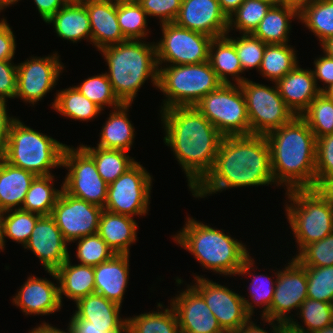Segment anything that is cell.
I'll use <instances>...</instances> for the list:
<instances>
[{"label":"cell","mask_w":333,"mask_h":333,"mask_svg":"<svg viewBox=\"0 0 333 333\" xmlns=\"http://www.w3.org/2000/svg\"><path fill=\"white\" fill-rule=\"evenodd\" d=\"M265 135L223 136L211 171L191 191L205 198L226 189L274 184Z\"/></svg>","instance_id":"cell-1"},{"label":"cell","mask_w":333,"mask_h":333,"mask_svg":"<svg viewBox=\"0 0 333 333\" xmlns=\"http://www.w3.org/2000/svg\"><path fill=\"white\" fill-rule=\"evenodd\" d=\"M165 137L192 191L213 168L223 135L195 106L160 110Z\"/></svg>","instance_id":"cell-2"},{"label":"cell","mask_w":333,"mask_h":333,"mask_svg":"<svg viewBox=\"0 0 333 333\" xmlns=\"http://www.w3.org/2000/svg\"><path fill=\"white\" fill-rule=\"evenodd\" d=\"M276 186L286 191L316 187L317 139L301 116L265 135Z\"/></svg>","instance_id":"cell-3"},{"label":"cell","mask_w":333,"mask_h":333,"mask_svg":"<svg viewBox=\"0 0 333 333\" xmlns=\"http://www.w3.org/2000/svg\"><path fill=\"white\" fill-rule=\"evenodd\" d=\"M186 220L173 240L194 255L206 270L225 276L252 275L255 261L242 241L226 235L223 229L220 231L190 217Z\"/></svg>","instance_id":"cell-4"},{"label":"cell","mask_w":333,"mask_h":333,"mask_svg":"<svg viewBox=\"0 0 333 333\" xmlns=\"http://www.w3.org/2000/svg\"><path fill=\"white\" fill-rule=\"evenodd\" d=\"M100 52L108 65L109 71L105 73L113 92L122 104H132L140 87L148 79L158 88L159 68L155 42L126 40L102 48Z\"/></svg>","instance_id":"cell-5"},{"label":"cell","mask_w":333,"mask_h":333,"mask_svg":"<svg viewBox=\"0 0 333 333\" xmlns=\"http://www.w3.org/2000/svg\"><path fill=\"white\" fill-rule=\"evenodd\" d=\"M65 147L66 144L26 126L15 117L0 156L10 165L36 176L53 175L50 170L62 166Z\"/></svg>","instance_id":"cell-6"},{"label":"cell","mask_w":333,"mask_h":333,"mask_svg":"<svg viewBox=\"0 0 333 333\" xmlns=\"http://www.w3.org/2000/svg\"><path fill=\"white\" fill-rule=\"evenodd\" d=\"M158 89L165 95L161 110L195 106L223 83L210 62L158 67Z\"/></svg>","instance_id":"cell-7"},{"label":"cell","mask_w":333,"mask_h":333,"mask_svg":"<svg viewBox=\"0 0 333 333\" xmlns=\"http://www.w3.org/2000/svg\"><path fill=\"white\" fill-rule=\"evenodd\" d=\"M291 202L285 214L293 231L297 252L304 246L324 239L333 232V206L316 188L286 191Z\"/></svg>","instance_id":"cell-8"},{"label":"cell","mask_w":333,"mask_h":333,"mask_svg":"<svg viewBox=\"0 0 333 333\" xmlns=\"http://www.w3.org/2000/svg\"><path fill=\"white\" fill-rule=\"evenodd\" d=\"M195 107L223 136L250 135L246 101L239 84H222Z\"/></svg>","instance_id":"cell-9"},{"label":"cell","mask_w":333,"mask_h":333,"mask_svg":"<svg viewBox=\"0 0 333 333\" xmlns=\"http://www.w3.org/2000/svg\"><path fill=\"white\" fill-rule=\"evenodd\" d=\"M244 94L250 123V135H267L296 115L284 103L278 88L245 79L240 84Z\"/></svg>","instance_id":"cell-10"},{"label":"cell","mask_w":333,"mask_h":333,"mask_svg":"<svg viewBox=\"0 0 333 333\" xmlns=\"http://www.w3.org/2000/svg\"><path fill=\"white\" fill-rule=\"evenodd\" d=\"M61 167L68 169L62 182L64 192L104 209L108 184L100 177L94 159L80 145H66Z\"/></svg>","instance_id":"cell-11"},{"label":"cell","mask_w":333,"mask_h":333,"mask_svg":"<svg viewBox=\"0 0 333 333\" xmlns=\"http://www.w3.org/2000/svg\"><path fill=\"white\" fill-rule=\"evenodd\" d=\"M152 177L140 162H135L108 185L104 210L115 214L144 216L148 213Z\"/></svg>","instance_id":"cell-12"},{"label":"cell","mask_w":333,"mask_h":333,"mask_svg":"<svg viewBox=\"0 0 333 333\" xmlns=\"http://www.w3.org/2000/svg\"><path fill=\"white\" fill-rule=\"evenodd\" d=\"M160 25L163 36L159 42L155 43L158 67L209 61L212 37L182 28L174 22ZM163 63L168 64L162 65Z\"/></svg>","instance_id":"cell-13"},{"label":"cell","mask_w":333,"mask_h":333,"mask_svg":"<svg viewBox=\"0 0 333 333\" xmlns=\"http://www.w3.org/2000/svg\"><path fill=\"white\" fill-rule=\"evenodd\" d=\"M58 53L47 57L31 56L17 65V91L15 98L32 105L52 90L63 72L64 65Z\"/></svg>","instance_id":"cell-14"},{"label":"cell","mask_w":333,"mask_h":333,"mask_svg":"<svg viewBox=\"0 0 333 333\" xmlns=\"http://www.w3.org/2000/svg\"><path fill=\"white\" fill-rule=\"evenodd\" d=\"M191 286L204 298L225 333H236L250 318L243 296L204 276H195Z\"/></svg>","instance_id":"cell-15"},{"label":"cell","mask_w":333,"mask_h":333,"mask_svg":"<svg viewBox=\"0 0 333 333\" xmlns=\"http://www.w3.org/2000/svg\"><path fill=\"white\" fill-rule=\"evenodd\" d=\"M104 209L61 191L51 216L64 239L71 244L76 239L98 233L99 220Z\"/></svg>","instance_id":"cell-16"},{"label":"cell","mask_w":333,"mask_h":333,"mask_svg":"<svg viewBox=\"0 0 333 333\" xmlns=\"http://www.w3.org/2000/svg\"><path fill=\"white\" fill-rule=\"evenodd\" d=\"M284 270L275 272L276 284L269 319L288 323L292 309L299 310L307 297L306 269L294 257Z\"/></svg>","instance_id":"cell-17"},{"label":"cell","mask_w":333,"mask_h":333,"mask_svg":"<svg viewBox=\"0 0 333 333\" xmlns=\"http://www.w3.org/2000/svg\"><path fill=\"white\" fill-rule=\"evenodd\" d=\"M67 245L53 217L42 215L24 248L38 257L45 271H55L70 257Z\"/></svg>","instance_id":"cell-18"},{"label":"cell","mask_w":333,"mask_h":333,"mask_svg":"<svg viewBox=\"0 0 333 333\" xmlns=\"http://www.w3.org/2000/svg\"><path fill=\"white\" fill-rule=\"evenodd\" d=\"M187 286L170 300L180 333H225L204 298L191 285Z\"/></svg>","instance_id":"cell-19"},{"label":"cell","mask_w":333,"mask_h":333,"mask_svg":"<svg viewBox=\"0 0 333 333\" xmlns=\"http://www.w3.org/2000/svg\"><path fill=\"white\" fill-rule=\"evenodd\" d=\"M174 23L212 38L223 37L228 33V18L222 12L218 0H182Z\"/></svg>","instance_id":"cell-20"},{"label":"cell","mask_w":333,"mask_h":333,"mask_svg":"<svg viewBox=\"0 0 333 333\" xmlns=\"http://www.w3.org/2000/svg\"><path fill=\"white\" fill-rule=\"evenodd\" d=\"M50 279L29 276L17 294L13 297V305L20 307L25 315H49L61 310L59 285Z\"/></svg>","instance_id":"cell-21"},{"label":"cell","mask_w":333,"mask_h":333,"mask_svg":"<svg viewBox=\"0 0 333 333\" xmlns=\"http://www.w3.org/2000/svg\"><path fill=\"white\" fill-rule=\"evenodd\" d=\"M89 14L91 43L100 51L127 39L118 24L117 0H81Z\"/></svg>","instance_id":"cell-22"},{"label":"cell","mask_w":333,"mask_h":333,"mask_svg":"<svg viewBox=\"0 0 333 333\" xmlns=\"http://www.w3.org/2000/svg\"><path fill=\"white\" fill-rule=\"evenodd\" d=\"M275 84L284 103L296 116H300L309 107L310 102L321 93L313 71L303 69L299 65Z\"/></svg>","instance_id":"cell-23"},{"label":"cell","mask_w":333,"mask_h":333,"mask_svg":"<svg viewBox=\"0 0 333 333\" xmlns=\"http://www.w3.org/2000/svg\"><path fill=\"white\" fill-rule=\"evenodd\" d=\"M129 255L115 254L108 261L94 266L95 293L120 306L129 283Z\"/></svg>","instance_id":"cell-24"},{"label":"cell","mask_w":333,"mask_h":333,"mask_svg":"<svg viewBox=\"0 0 333 333\" xmlns=\"http://www.w3.org/2000/svg\"><path fill=\"white\" fill-rule=\"evenodd\" d=\"M71 319H83L98 328H127V318L120 316L122 306L93 293L80 298Z\"/></svg>","instance_id":"cell-25"},{"label":"cell","mask_w":333,"mask_h":333,"mask_svg":"<svg viewBox=\"0 0 333 333\" xmlns=\"http://www.w3.org/2000/svg\"><path fill=\"white\" fill-rule=\"evenodd\" d=\"M69 257L55 271H46L57 280L59 284V297L62 303V295L76 303L80 298L95 293L94 267L75 264Z\"/></svg>","instance_id":"cell-26"},{"label":"cell","mask_w":333,"mask_h":333,"mask_svg":"<svg viewBox=\"0 0 333 333\" xmlns=\"http://www.w3.org/2000/svg\"><path fill=\"white\" fill-rule=\"evenodd\" d=\"M46 23L53 24L58 37L77 43L82 39L91 42L89 14L80 0H70Z\"/></svg>","instance_id":"cell-27"},{"label":"cell","mask_w":333,"mask_h":333,"mask_svg":"<svg viewBox=\"0 0 333 333\" xmlns=\"http://www.w3.org/2000/svg\"><path fill=\"white\" fill-rule=\"evenodd\" d=\"M138 227L133 217L103 210L98 234L115 254H129V247L137 241Z\"/></svg>","instance_id":"cell-28"},{"label":"cell","mask_w":333,"mask_h":333,"mask_svg":"<svg viewBox=\"0 0 333 333\" xmlns=\"http://www.w3.org/2000/svg\"><path fill=\"white\" fill-rule=\"evenodd\" d=\"M35 174L14 167L0 156V209H21Z\"/></svg>","instance_id":"cell-29"},{"label":"cell","mask_w":333,"mask_h":333,"mask_svg":"<svg viewBox=\"0 0 333 333\" xmlns=\"http://www.w3.org/2000/svg\"><path fill=\"white\" fill-rule=\"evenodd\" d=\"M131 104H121L113 108L100 132L97 147L130 151L135 138L134 126L128 118Z\"/></svg>","instance_id":"cell-30"},{"label":"cell","mask_w":333,"mask_h":333,"mask_svg":"<svg viewBox=\"0 0 333 333\" xmlns=\"http://www.w3.org/2000/svg\"><path fill=\"white\" fill-rule=\"evenodd\" d=\"M299 20V8L291 4L272 6L252 33L266 44H287L293 19Z\"/></svg>","instance_id":"cell-31"},{"label":"cell","mask_w":333,"mask_h":333,"mask_svg":"<svg viewBox=\"0 0 333 333\" xmlns=\"http://www.w3.org/2000/svg\"><path fill=\"white\" fill-rule=\"evenodd\" d=\"M209 62L223 84H241L245 79L234 44L226 37L213 38L209 48ZM229 75V76H228Z\"/></svg>","instance_id":"cell-32"},{"label":"cell","mask_w":333,"mask_h":333,"mask_svg":"<svg viewBox=\"0 0 333 333\" xmlns=\"http://www.w3.org/2000/svg\"><path fill=\"white\" fill-rule=\"evenodd\" d=\"M53 109L60 115L73 120L89 121L98 117L101 109L87 99L75 86L62 89L56 93Z\"/></svg>","instance_id":"cell-33"},{"label":"cell","mask_w":333,"mask_h":333,"mask_svg":"<svg viewBox=\"0 0 333 333\" xmlns=\"http://www.w3.org/2000/svg\"><path fill=\"white\" fill-rule=\"evenodd\" d=\"M160 302L157 311L141 313L127 318V333H180L178 318L174 308L170 305L163 309ZM160 310H164L159 312Z\"/></svg>","instance_id":"cell-34"},{"label":"cell","mask_w":333,"mask_h":333,"mask_svg":"<svg viewBox=\"0 0 333 333\" xmlns=\"http://www.w3.org/2000/svg\"><path fill=\"white\" fill-rule=\"evenodd\" d=\"M295 49L287 44H267L259 72L263 78L276 83L299 63Z\"/></svg>","instance_id":"cell-35"},{"label":"cell","mask_w":333,"mask_h":333,"mask_svg":"<svg viewBox=\"0 0 333 333\" xmlns=\"http://www.w3.org/2000/svg\"><path fill=\"white\" fill-rule=\"evenodd\" d=\"M299 20L322 43L333 36V0H311L299 8Z\"/></svg>","instance_id":"cell-36"},{"label":"cell","mask_w":333,"mask_h":333,"mask_svg":"<svg viewBox=\"0 0 333 333\" xmlns=\"http://www.w3.org/2000/svg\"><path fill=\"white\" fill-rule=\"evenodd\" d=\"M80 146L94 159L100 177L109 185L130 168L136 160L127 151Z\"/></svg>","instance_id":"cell-37"},{"label":"cell","mask_w":333,"mask_h":333,"mask_svg":"<svg viewBox=\"0 0 333 333\" xmlns=\"http://www.w3.org/2000/svg\"><path fill=\"white\" fill-rule=\"evenodd\" d=\"M54 175L36 176L26 193L22 208L39 215H51L62 191L54 188Z\"/></svg>","instance_id":"cell-38"},{"label":"cell","mask_w":333,"mask_h":333,"mask_svg":"<svg viewBox=\"0 0 333 333\" xmlns=\"http://www.w3.org/2000/svg\"><path fill=\"white\" fill-rule=\"evenodd\" d=\"M118 24L127 40L148 37L147 14L136 0H117Z\"/></svg>","instance_id":"cell-39"},{"label":"cell","mask_w":333,"mask_h":333,"mask_svg":"<svg viewBox=\"0 0 333 333\" xmlns=\"http://www.w3.org/2000/svg\"><path fill=\"white\" fill-rule=\"evenodd\" d=\"M297 316L302 318L304 327L299 324L295 318L289 321V323L302 331L308 333H315L333 322V304L329 302H322L311 298H306L299 308Z\"/></svg>","instance_id":"cell-40"},{"label":"cell","mask_w":333,"mask_h":333,"mask_svg":"<svg viewBox=\"0 0 333 333\" xmlns=\"http://www.w3.org/2000/svg\"><path fill=\"white\" fill-rule=\"evenodd\" d=\"M271 7L265 1L244 0L228 18V33L236 30L239 34H252Z\"/></svg>","instance_id":"cell-41"},{"label":"cell","mask_w":333,"mask_h":333,"mask_svg":"<svg viewBox=\"0 0 333 333\" xmlns=\"http://www.w3.org/2000/svg\"><path fill=\"white\" fill-rule=\"evenodd\" d=\"M300 116L307 122L316 139L333 134V101L323 93L316 96Z\"/></svg>","instance_id":"cell-42"},{"label":"cell","mask_w":333,"mask_h":333,"mask_svg":"<svg viewBox=\"0 0 333 333\" xmlns=\"http://www.w3.org/2000/svg\"><path fill=\"white\" fill-rule=\"evenodd\" d=\"M41 215L23 209L5 211L3 240L5 248V238H9L18 244L24 245L28 242L34 226Z\"/></svg>","instance_id":"cell-43"},{"label":"cell","mask_w":333,"mask_h":333,"mask_svg":"<svg viewBox=\"0 0 333 333\" xmlns=\"http://www.w3.org/2000/svg\"><path fill=\"white\" fill-rule=\"evenodd\" d=\"M75 87L103 111L107 105L111 106L110 108H117L122 104L114 94L106 73L88 77Z\"/></svg>","instance_id":"cell-44"},{"label":"cell","mask_w":333,"mask_h":333,"mask_svg":"<svg viewBox=\"0 0 333 333\" xmlns=\"http://www.w3.org/2000/svg\"><path fill=\"white\" fill-rule=\"evenodd\" d=\"M253 279L250 281L249 284V296L250 299H246L244 297L243 301L245 302V309L247 313L252 317L254 312L255 306L262 307L263 310L261 311V317L269 319V309L271 307V303L273 301L274 296V290H275V284L276 279L273 281L271 279V276L268 277L267 275L260 274L256 275L254 273ZM253 301V302H252ZM252 302V303H251ZM255 304V305H253Z\"/></svg>","instance_id":"cell-45"},{"label":"cell","mask_w":333,"mask_h":333,"mask_svg":"<svg viewBox=\"0 0 333 333\" xmlns=\"http://www.w3.org/2000/svg\"><path fill=\"white\" fill-rule=\"evenodd\" d=\"M78 240V241H77ZM76 257L81 265L97 266L111 259L115 253L98 233L76 239Z\"/></svg>","instance_id":"cell-46"},{"label":"cell","mask_w":333,"mask_h":333,"mask_svg":"<svg viewBox=\"0 0 333 333\" xmlns=\"http://www.w3.org/2000/svg\"><path fill=\"white\" fill-rule=\"evenodd\" d=\"M225 36L235 46L243 74L244 71L252 68L259 71L267 44L253 34H241L236 39L229 37L228 33Z\"/></svg>","instance_id":"cell-47"},{"label":"cell","mask_w":333,"mask_h":333,"mask_svg":"<svg viewBox=\"0 0 333 333\" xmlns=\"http://www.w3.org/2000/svg\"><path fill=\"white\" fill-rule=\"evenodd\" d=\"M304 267L307 276V297L333 304V265Z\"/></svg>","instance_id":"cell-48"},{"label":"cell","mask_w":333,"mask_h":333,"mask_svg":"<svg viewBox=\"0 0 333 333\" xmlns=\"http://www.w3.org/2000/svg\"><path fill=\"white\" fill-rule=\"evenodd\" d=\"M303 266L333 265V232L322 240L304 246L296 256H293Z\"/></svg>","instance_id":"cell-49"},{"label":"cell","mask_w":333,"mask_h":333,"mask_svg":"<svg viewBox=\"0 0 333 333\" xmlns=\"http://www.w3.org/2000/svg\"><path fill=\"white\" fill-rule=\"evenodd\" d=\"M316 186L324 179L333 176V134L317 139Z\"/></svg>","instance_id":"cell-50"},{"label":"cell","mask_w":333,"mask_h":333,"mask_svg":"<svg viewBox=\"0 0 333 333\" xmlns=\"http://www.w3.org/2000/svg\"><path fill=\"white\" fill-rule=\"evenodd\" d=\"M147 16L158 17L161 24L172 23L178 16L182 0H136Z\"/></svg>","instance_id":"cell-51"},{"label":"cell","mask_w":333,"mask_h":333,"mask_svg":"<svg viewBox=\"0 0 333 333\" xmlns=\"http://www.w3.org/2000/svg\"><path fill=\"white\" fill-rule=\"evenodd\" d=\"M17 91V65L12 60L0 61V101L15 98Z\"/></svg>","instance_id":"cell-52"},{"label":"cell","mask_w":333,"mask_h":333,"mask_svg":"<svg viewBox=\"0 0 333 333\" xmlns=\"http://www.w3.org/2000/svg\"><path fill=\"white\" fill-rule=\"evenodd\" d=\"M314 67L313 71L314 78L316 84L318 85V80L323 82L326 86L320 87V91L322 92L325 88L333 84V58L324 54L321 57H317L314 60Z\"/></svg>","instance_id":"cell-53"},{"label":"cell","mask_w":333,"mask_h":333,"mask_svg":"<svg viewBox=\"0 0 333 333\" xmlns=\"http://www.w3.org/2000/svg\"><path fill=\"white\" fill-rule=\"evenodd\" d=\"M6 21L0 25V61L13 60L16 50L15 35Z\"/></svg>","instance_id":"cell-54"},{"label":"cell","mask_w":333,"mask_h":333,"mask_svg":"<svg viewBox=\"0 0 333 333\" xmlns=\"http://www.w3.org/2000/svg\"><path fill=\"white\" fill-rule=\"evenodd\" d=\"M67 331L68 333H127V328H98L86 320L71 319Z\"/></svg>","instance_id":"cell-55"},{"label":"cell","mask_w":333,"mask_h":333,"mask_svg":"<svg viewBox=\"0 0 333 333\" xmlns=\"http://www.w3.org/2000/svg\"><path fill=\"white\" fill-rule=\"evenodd\" d=\"M70 0H34L37 10L46 23Z\"/></svg>","instance_id":"cell-56"},{"label":"cell","mask_w":333,"mask_h":333,"mask_svg":"<svg viewBox=\"0 0 333 333\" xmlns=\"http://www.w3.org/2000/svg\"><path fill=\"white\" fill-rule=\"evenodd\" d=\"M6 102L0 101V155L3 153L9 136V128L14 117H10L7 112Z\"/></svg>","instance_id":"cell-57"},{"label":"cell","mask_w":333,"mask_h":333,"mask_svg":"<svg viewBox=\"0 0 333 333\" xmlns=\"http://www.w3.org/2000/svg\"><path fill=\"white\" fill-rule=\"evenodd\" d=\"M262 321L267 322L272 327V333H280L281 332V324L283 322L271 320L267 318H261ZM264 319V320H263ZM277 323V324H276ZM236 333H269L266 330H264L262 327H259V325H256L254 321L251 320V318L236 332Z\"/></svg>","instance_id":"cell-58"},{"label":"cell","mask_w":333,"mask_h":333,"mask_svg":"<svg viewBox=\"0 0 333 333\" xmlns=\"http://www.w3.org/2000/svg\"><path fill=\"white\" fill-rule=\"evenodd\" d=\"M315 188L333 206V176L322 180Z\"/></svg>","instance_id":"cell-59"},{"label":"cell","mask_w":333,"mask_h":333,"mask_svg":"<svg viewBox=\"0 0 333 333\" xmlns=\"http://www.w3.org/2000/svg\"><path fill=\"white\" fill-rule=\"evenodd\" d=\"M244 0H218L222 12L229 18Z\"/></svg>","instance_id":"cell-60"},{"label":"cell","mask_w":333,"mask_h":333,"mask_svg":"<svg viewBox=\"0 0 333 333\" xmlns=\"http://www.w3.org/2000/svg\"><path fill=\"white\" fill-rule=\"evenodd\" d=\"M28 333H68V331L60 330L57 327L51 326V324L43 322L41 325L36 326Z\"/></svg>","instance_id":"cell-61"},{"label":"cell","mask_w":333,"mask_h":333,"mask_svg":"<svg viewBox=\"0 0 333 333\" xmlns=\"http://www.w3.org/2000/svg\"><path fill=\"white\" fill-rule=\"evenodd\" d=\"M321 44V48H323V53L327 56L333 58V36L324 40Z\"/></svg>","instance_id":"cell-62"},{"label":"cell","mask_w":333,"mask_h":333,"mask_svg":"<svg viewBox=\"0 0 333 333\" xmlns=\"http://www.w3.org/2000/svg\"><path fill=\"white\" fill-rule=\"evenodd\" d=\"M280 333H308L302 330H299L293 327L289 322L281 324V332Z\"/></svg>","instance_id":"cell-63"},{"label":"cell","mask_w":333,"mask_h":333,"mask_svg":"<svg viewBox=\"0 0 333 333\" xmlns=\"http://www.w3.org/2000/svg\"><path fill=\"white\" fill-rule=\"evenodd\" d=\"M5 211L0 209V250L4 251V238H3V226H4Z\"/></svg>","instance_id":"cell-64"},{"label":"cell","mask_w":333,"mask_h":333,"mask_svg":"<svg viewBox=\"0 0 333 333\" xmlns=\"http://www.w3.org/2000/svg\"><path fill=\"white\" fill-rule=\"evenodd\" d=\"M311 0H283V4H291L300 8L303 4L310 2Z\"/></svg>","instance_id":"cell-65"},{"label":"cell","mask_w":333,"mask_h":333,"mask_svg":"<svg viewBox=\"0 0 333 333\" xmlns=\"http://www.w3.org/2000/svg\"><path fill=\"white\" fill-rule=\"evenodd\" d=\"M321 93H323L328 99L333 101V84L325 88Z\"/></svg>","instance_id":"cell-66"},{"label":"cell","mask_w":333,"mask_h":333,"mask_svg":"<svg viewBox=\"0 0 333 333\" xmlns=\"http://www.w3.org/2000/svg\"><path fill=\"white\" fill-rule=\"evenodd\" d=\"M18 1L19 0H0V8L4 10V8L16 4Z\"/></svg>","instance_id":"cell-67"},{"label":"cell","mask_w":333,"mask_h":333,"mask_svg":"<svg viewBox=\"0 0 333 333\" xmlns=\"http://www.w3.org/2000/svg\"><path fill=\"white\" fill-rule=\"evenodd\" d=\"M315 333H333V322L328 324L324 328L317 330Z\"/></svg>","instance_id":"cell-68"},{"label":"cell","mask_w":333,"mask_h":333,"mask_svg":"<svg viewBox=\"0 0 333 333\" xmlns=\"http://www.w3.org/2000/svg\"><path fill=\"white\" fill-rule=\"evenodd\" d=\"M261 1H265L271 4L272 6H278L283 4V0H261Z\"/></svg>","instance_id":"cell-69"},{"label":"cell","mask_w":333,"mask_h":333,"mask_svg":"<svg viewBox=\"0 0 333 333\" xmlns=\"http://www.w3.org/2000/svg\"><path fill=\"white\" fill-rule=\"evenodd\" d=\"M0 12H2V9H1V8H0ZM5 20H6L5 18L1 19V20H0V25H2V24L4 23Z\"/></svg>","instance_id":"cell-70"}]
</instances>
